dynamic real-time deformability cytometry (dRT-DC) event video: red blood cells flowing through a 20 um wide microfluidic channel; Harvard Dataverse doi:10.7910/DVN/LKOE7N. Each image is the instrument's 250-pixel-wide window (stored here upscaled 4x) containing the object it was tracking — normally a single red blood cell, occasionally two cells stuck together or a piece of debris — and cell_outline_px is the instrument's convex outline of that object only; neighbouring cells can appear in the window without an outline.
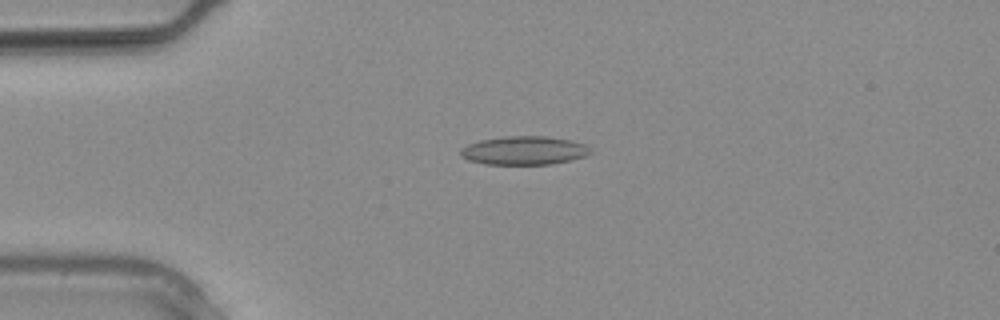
{"species": "common noctule bat (a hibernating species)", "species_latin": "Nyctalus noctula", "temperature_condition": "warm", "stored_images_in_passage": 14, "camera_frame_rate_fps": 3000, "um_per_image_px": 0.085, "animal": {"sex": "male", "body_mass_g": 20.4}, "frame": {"image": 1, "passage_image": 7, "time_ms": 2.0, "image_size_px": [1000, 320], "cell_outline_px": [[592, 152], [588, 156], [552, 164], [484, 164], [468, 160], [460, 156], [460, 148], [468, 144], [480, 140], [504, 136], [548, 136], [572, 140], [584, 144]], "centroid_in_image_um": [44.54, 12.79], "position_along_channel_um": 40.5, "area_um2": 21.79}}
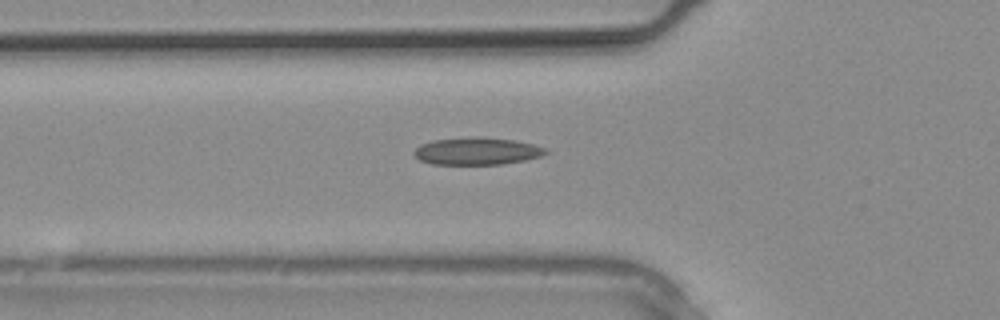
{"frame": {"image": 2, "passage_image": 10, "time_ms": 3.0, "image_size_px": [1000, 320], "cell_outline_px": [[548, 152], [540, 156], [524, 160], [504, 164], [432, 164], [420, 160], [412, 152], [420, 144], [432, 140], [472, 136], [476, 136], [516, 140], [548, 148]], "centroid_in_image_um": [40.53, 12.83], "position_along_channel_um": 85.3, "area_um2": 21.1}}